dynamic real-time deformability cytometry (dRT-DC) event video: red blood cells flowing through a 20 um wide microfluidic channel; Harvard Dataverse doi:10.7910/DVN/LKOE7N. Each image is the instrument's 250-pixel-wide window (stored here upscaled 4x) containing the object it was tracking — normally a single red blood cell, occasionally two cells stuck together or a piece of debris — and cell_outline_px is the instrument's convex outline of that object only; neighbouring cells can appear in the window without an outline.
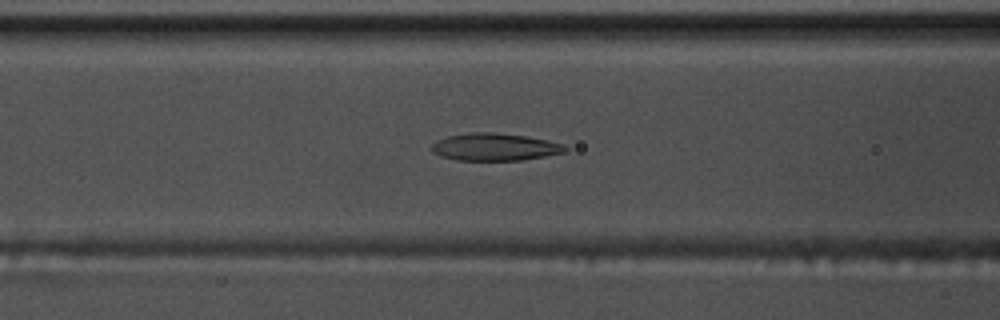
{"species": "common noctule bat (a hibernating species)", "species_latin": "Nyctalus noctula", "temperature_condition": "warm", "stored_images_in_passage": 48, "camera_frame_rate_fps": 3000, "um_per_image_px": 0.085, "animal": {"sex": "male", "body_mass_g": 17.5, "forearm_length_mm": 52.3}, "frame": {"image": 1, "passage_image": 21, "time_ms": 6.667, "image_size_px": [1000, 320], "cell_outline_px": [[568, 148], [564, 152], [544, 156], [520, 160], [456, 160], [440, 156], [432, 152], [432, 144], [436, 140], [448, 136], [472, 132], [492, 132], [524, 136], [548, 140], [564, 144]], "centroid_in_image_um": [42.03, 12.49], "position_along_channel_um": 124.6, "area_um2": 21.21}}
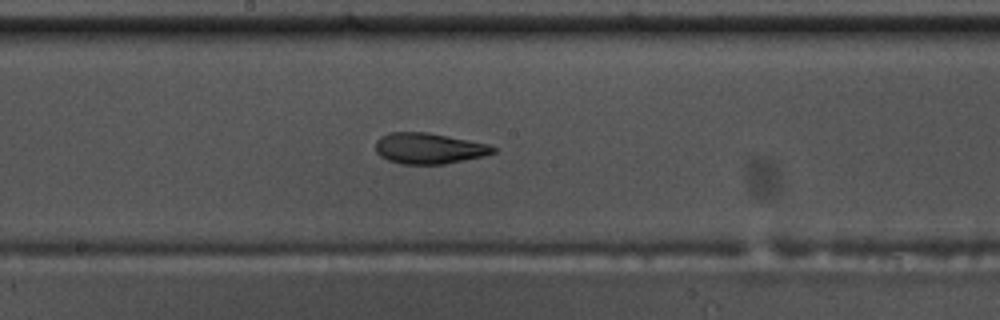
{"frame": {"image": 2, "passage_image": 28, "time_ms": 9.0, "image_size_px": [1000, 320], "cell_outline_px": [[496, 152], [484, 156], [444, 164], [400, 164], [388, 160], [380, 156], [376, 152], [376, 140], [380, 136], [388, 132], [428, 132], [488, 144], [496, 148]], "centroid_in_image_um": [36.43, 12.61], "position_along_channel_um": 211.8, "area_um2": 21.21}}
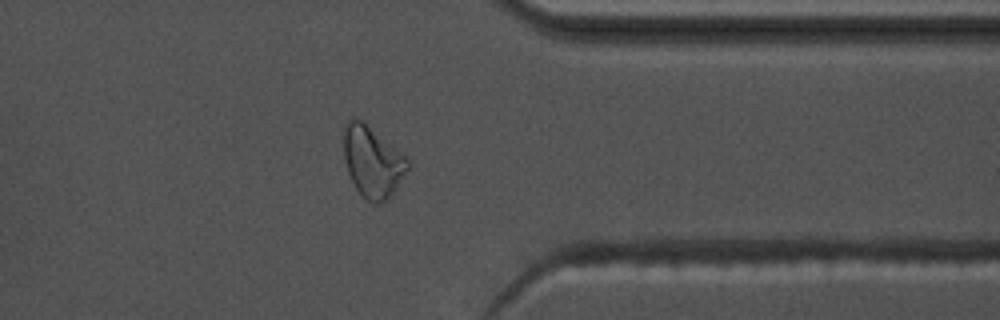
{"frame": {"image": 3, "passage_image": 42, "time_ms": 13.667, "image_size_px": [1000, 320], "cell_outline_px": [[408, 168], [384, 204], [376, 204], [368, 200], [356, 188], [348, 172], [344, 160], [340, 132], [344, 124], [352, 116], [356, 116], [364, 120], [404, 156], [408, 160]], "centroid_in_image_um": [31.56, 13.65], "position_along_channel_um": 379.8, "area_um2": 26.7}, "authors_computed_cell_mechanics": {"area_um2": 21.964, "velocity_mm_per_s": 3.752, "shape_relaxation_time_tau1_ms": 4.6949, "shape_relaxation_time_tau2_ms": 1.9679, "deformation_change_tau1": 0.1911, "deformation_change_tau2": 0.1051}}